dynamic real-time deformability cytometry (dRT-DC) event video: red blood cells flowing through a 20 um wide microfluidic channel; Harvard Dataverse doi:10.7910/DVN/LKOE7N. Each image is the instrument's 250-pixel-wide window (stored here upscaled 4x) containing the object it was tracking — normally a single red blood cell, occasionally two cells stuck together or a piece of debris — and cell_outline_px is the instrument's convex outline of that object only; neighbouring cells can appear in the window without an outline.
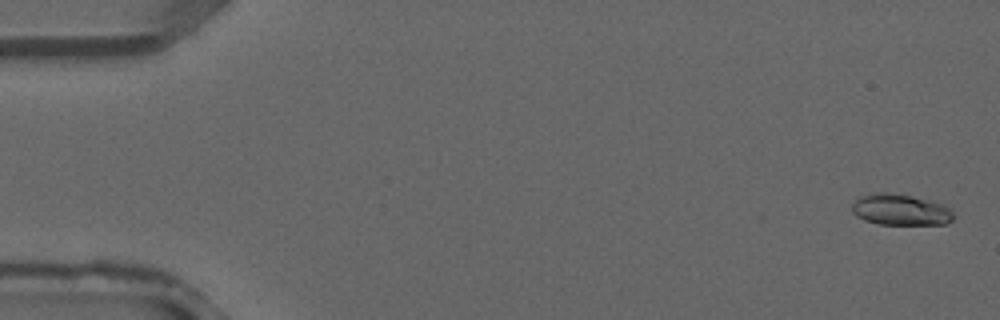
{"species": "common noctule bat (a hibernating species)", "species_latin": "Nyctalus noctula", "temperature_condition": "warm", "stored_images_in_passage": 11, "camera_frame_rate_fps": 3000, "um_per_image_px": 0.085, "animal": {"sex": "male", "forearm_length_mm": 52.5}, "frame": {"image": 1, "passage_image": 1, "time_ms": 0.0, "image_size_px": [1000, 320], "cell_outline_px": [[952, 220], [948, 224], [880, 224], [864, 220], [856, 216], [852, 212], [852, 204], [860, 196], [868, 192], [884, 192], [912, 196], [944, 204], [952, 212]], "centroid_in_image_um": [76.5, 17.82], "position_along_channel_um": 8.5, "area_um2": 18.44}}